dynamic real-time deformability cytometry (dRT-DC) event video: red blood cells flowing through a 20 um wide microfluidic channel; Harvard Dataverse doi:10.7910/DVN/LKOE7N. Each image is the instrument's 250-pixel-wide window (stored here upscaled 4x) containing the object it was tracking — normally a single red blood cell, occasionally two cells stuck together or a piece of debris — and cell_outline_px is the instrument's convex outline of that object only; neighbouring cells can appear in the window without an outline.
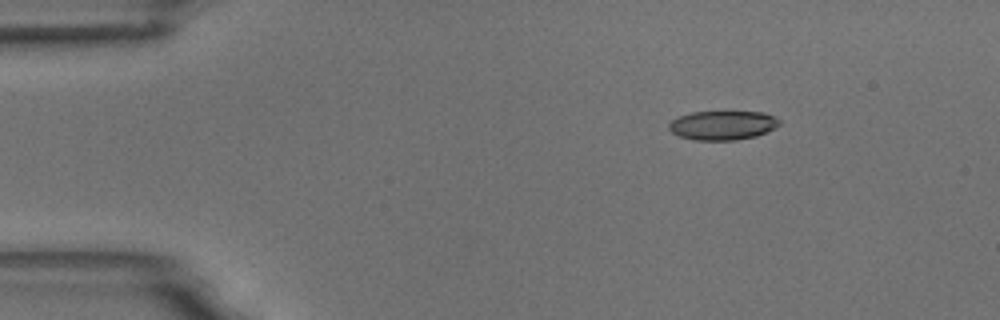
{"species": "common noctule bat (a hibernating species)", "species_latin": "Nyctalus noctula", "temperature_condition": "room temperature", "stored_images_in_passage": 3, "camera_frame_rate_fps": 3000, "um_per_image_px": 0.085, "animal": {"sex": "male", "body_mass_g": 18.8}, "frame": {"image": 1, "passage_image": 1, "time_ms": 0.0, "image_size_px": [1000, 320], "cell_outline_px": [[780, 124], [776, 128], [756, 136], [736, 140], [696, 140], [680, 136], [672, 132], [668, 128], [668, 124], [672, 120], [680, 116], [692, 112], [764, 112], [780, 120]], "centroid_in_image_um": [61.44, 10.65], "position_along_channel_um": 23.6, "area_um2": 18.67}}